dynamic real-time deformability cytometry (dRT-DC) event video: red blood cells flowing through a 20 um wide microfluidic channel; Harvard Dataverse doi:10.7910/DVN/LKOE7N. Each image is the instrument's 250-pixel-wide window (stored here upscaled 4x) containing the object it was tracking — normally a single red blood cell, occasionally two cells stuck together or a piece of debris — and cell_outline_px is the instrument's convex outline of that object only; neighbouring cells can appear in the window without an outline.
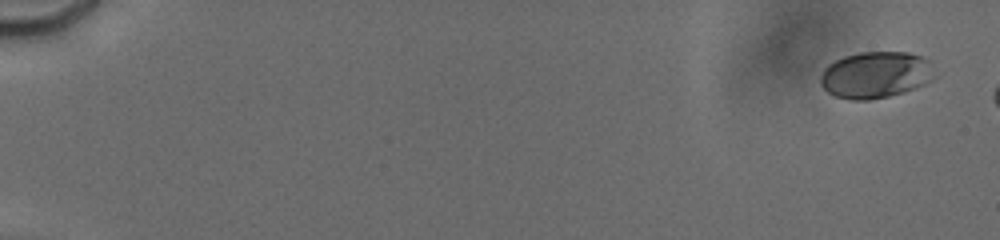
{"species": "human", "species_latin": "Homo sapiens", "temperature_condition": "cold", "stored_images_in_passage": 4, "camera_frame_rate_fps": 3000, "um_per_image_px": 0.085, "donor": {"sex": "male"}, "frame": {"image": 1, "passage_image": 1, "time_ms": 0.0, "image_size_px": [1000, 240], "cell_outline_px": [[936, 76], [932, 80], [916, 88], [904, 92], [888, 96], [868, 100], [852, 100], [836, 96], [828, 92], [820, 84], [820, 76], [824, 68], [828, 64], [844, 56], [860, 52], [908, 52], [924, 56], [928, 60]], "centroid_in_image_um": [74.44, 6.36], "position_along_channel_um": 10.6, "area_um2": 31.15}}